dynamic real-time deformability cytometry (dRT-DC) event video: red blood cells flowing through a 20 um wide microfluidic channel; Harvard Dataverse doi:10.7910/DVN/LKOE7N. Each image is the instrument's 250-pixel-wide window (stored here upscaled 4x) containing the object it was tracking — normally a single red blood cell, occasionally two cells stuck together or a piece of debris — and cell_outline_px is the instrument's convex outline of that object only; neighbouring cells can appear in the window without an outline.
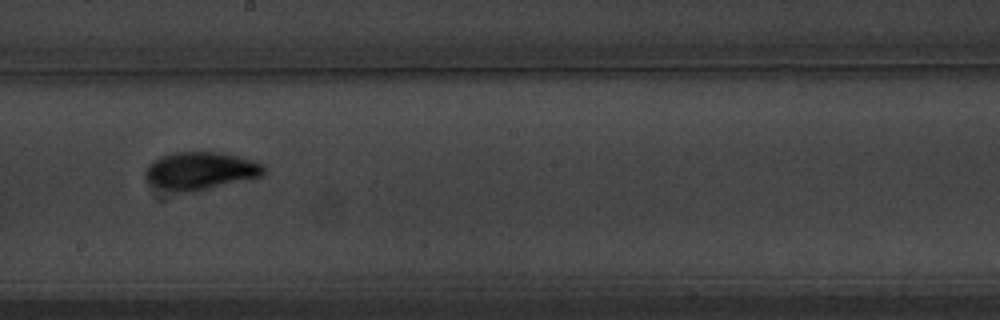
{"species": "common noctule bat (a hibernating species)", "species_latin": "Nyctalus noctula", "temperature_condition": "warm", "stored_images_in_passage": 9, "camera_frame_rate_fps": 3000, "um_per_image_px": 0.085, "animal": {"sex": "male", "body_mass_g": 20.1, "forearm_length_mm": 53.5}, "frame": {"image": 1, "passage_image": 9, "time_ms": 9.333, "image_size_px": [1000, 320], "cell_outline_px": [[264, 172], [260, 176], [192, 192], [176, 192], [148, 184], [144, 180], [144, 168], [152, 160], [160, 156], [176, 152], [220, 152], [256, 160], [264, 164]], "centroid_in_image_um": [16.96, 14.51], "position_along_channel_um": 231.2, "area_um2": 26.24}}